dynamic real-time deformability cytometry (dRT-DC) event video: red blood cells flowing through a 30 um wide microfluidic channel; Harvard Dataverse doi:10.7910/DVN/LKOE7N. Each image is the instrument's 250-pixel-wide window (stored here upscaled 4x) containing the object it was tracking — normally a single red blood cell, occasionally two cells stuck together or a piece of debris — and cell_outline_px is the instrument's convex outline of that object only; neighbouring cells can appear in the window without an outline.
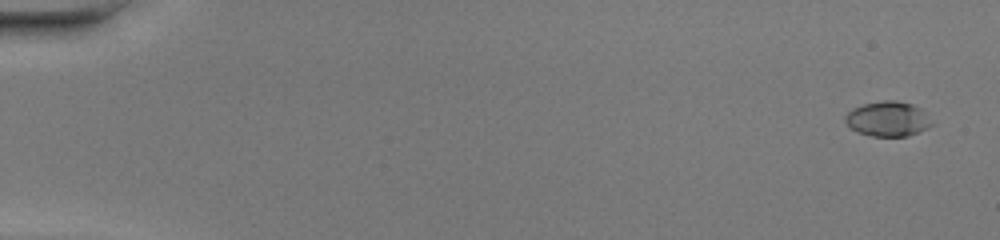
{"species": "common noctule bat (a hibernating species)", "species_latin": "Nyctalus noctula", "temperature_condition": "warm", "stored_images_in_passage": 48, "camera_frame_rate_fps": 3000, "um_per_image_px": 0.085, "animal": {"sex": "female", "body_mass_g": 20.0, "forearm_length_mm": 54.0}, "frame": {"image": 1, "passage_image": 1, "time_ms": 0.0, "image_size_px": [1000, 240], "cell_outline_px": [[932, 124], [928, 128], [908, 136], [872, 136], [856, 132], [844, 120], [844, 116], [852, 108], [864, 104], [884, 100], [896, 100], [912, 104], [920, 108]], "centroid_in_image_um": [75.43, 10.11], "position_along_channel_um": 9.6, "area_um2": 17.46}}
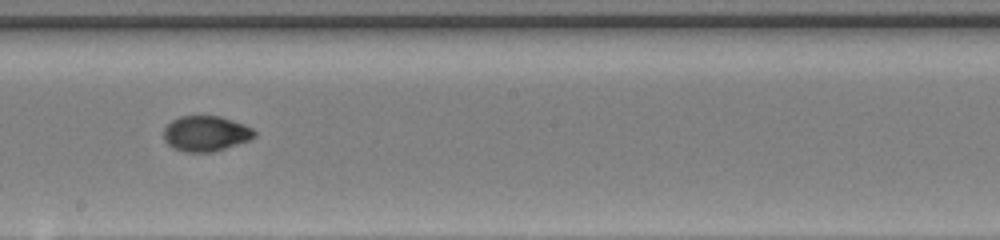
{"frame": {"image": 2, "passage_image": 28, "time_ms": 9.0, "image_size_px": [1000, 240], "cell_outline_px": [[256, 136], [248, 140], [212, 152], [184, 152], [172, 148], [164, 140], [164, 128], [172, 120], [180, 116], [220, 116], [244, 124], [252, 128], [256, 132]], "centroid_in_image_um": [17.47, 11.35], "position_along_channel_um": 230.7, "area_um2": 18.67}}
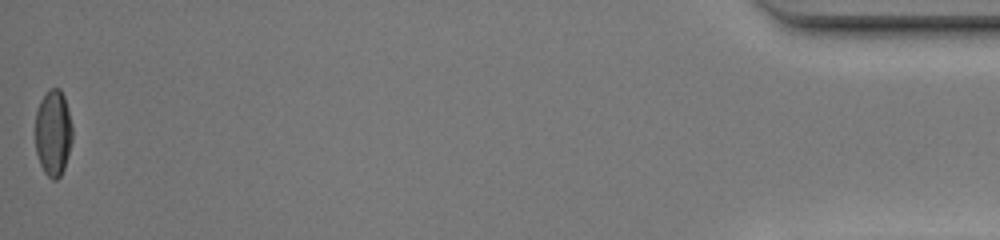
{"frame": {"image": 3, "passage_image": 48, "time_ms": 15.667, "image_size_px": [1000, 240], "cell_outline_px": [[72, 140], [64, 168], [60, 176], [56, 180], [52, 180], [44, 172], [40, 164], [36, 152], [36, 112], [40, 100], [48, 88], [60, 88], [64, 96], [68, 108], [72, 124]], "centroid_in_image_um": [4.52, 11.27], "position_along_channel_um": 430.7, "area_um2": 18.73}, "authors_computed_cell_mechanics": {"area_um2": 18.3515, "velocity_mm_per_s": 4.3374, "shape_relaxation_time_tau1_ms": 5.3652, "shape_relaxation_time_tau2_ms": 0.8337, "deformation_change_tau1": 0.1995, "deformation_change_tau2": 0.0412}}